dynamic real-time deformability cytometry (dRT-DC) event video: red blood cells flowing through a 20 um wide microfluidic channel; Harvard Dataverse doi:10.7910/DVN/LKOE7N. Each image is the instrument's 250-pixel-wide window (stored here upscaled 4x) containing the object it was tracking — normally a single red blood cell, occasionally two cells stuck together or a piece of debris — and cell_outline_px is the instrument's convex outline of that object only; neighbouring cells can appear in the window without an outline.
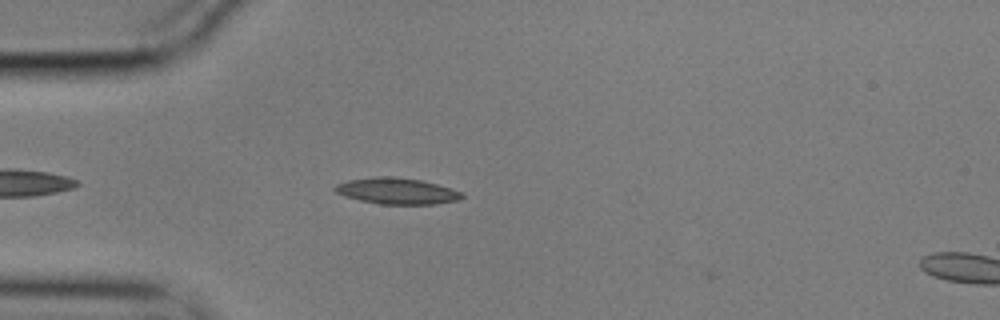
{"species": "common noctule bat (a hibernating species)", "species_latin": "Nyctalus noctula", "temperature_condition": "cold", "stored_images_in_passage": 26, "camera_frame_rate_fps": 3000, "um_per_image_px": 0.085, "animal": {"sex": "male", "body_mass_g": 17.9}, "frame": {"image": 1, "passage_image": 3, "time_ms": 0.667, "image_size_px": [1000, 320], "cell_outline_px": [[464, 196], [460, 200], [436, 204], [380, 204], [360, 200], [336, 192], [332, 188], [336, 184], [348, 180], [376, 176], [392, 176], [420, 180], [452, 188], [464, 192]], "centroid_in_image_um": [33.78, 16.23], "position_along_channel_um": 51.2, "area_um2": 19.42}}
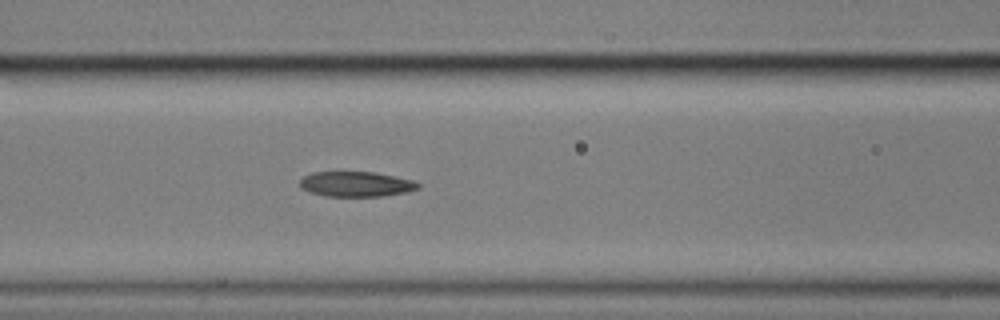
{"frame": {"image": 2, "passage_image": 11, "time_ms": 3.333, "image_size_px": [1000, 320], "cell_outline_px": [[420, 188], [408, 192], [384, 196], [324, 196], [308, 192], [300, 188], [300, 180], [304, 176], [312, 172], [376, 172], [412, 180], [420, 184]], "centroid_in_image_um": [30.26, 15.65], "position_along_channel_um": 136.3, "area_um2": 17.46}}
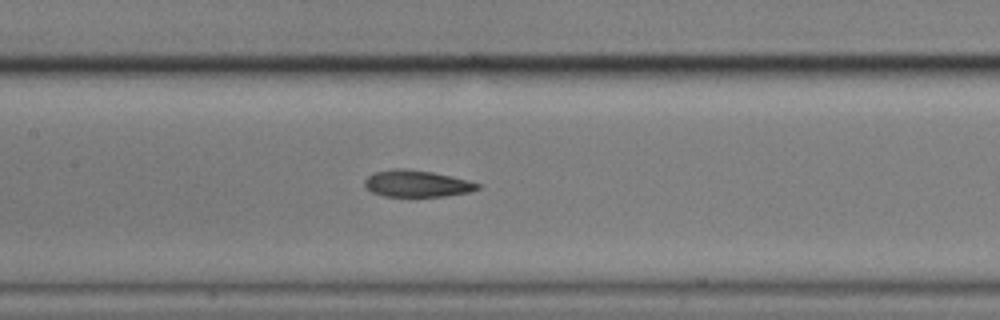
{"frame": {"image": 3, "passage_image": 14, "time_ms": 4.333, "image_size_px": [1000, 320], "cell_outline_px": [[480, 188], [468, 192], [444, 196], [384, 196], [372, 192], [364, 188], [364, 180], [368, 176], [376, 172], [396, 168], [404, 168], [432, 172], [468, 180], [480, 184]], "centroid_in_image_um": [35.4, 15.6], "position_along_channel_um": 172.0, "area_um2": 17.46}}